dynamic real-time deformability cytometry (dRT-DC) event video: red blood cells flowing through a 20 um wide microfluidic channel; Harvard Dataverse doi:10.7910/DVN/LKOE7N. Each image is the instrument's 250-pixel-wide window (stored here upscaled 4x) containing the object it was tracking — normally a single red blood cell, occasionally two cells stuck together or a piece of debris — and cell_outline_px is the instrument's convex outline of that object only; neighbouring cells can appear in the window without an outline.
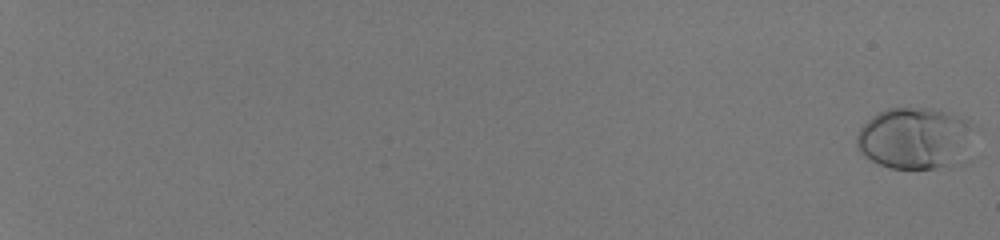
{"species": "human", "species_latin": "Homo sapiens", "temperature_condition": "room temperature", "stored_images_in_passage": 57, "camera_frame_rate_fps": 3000, "um_per_image_px": 0.085, "donor": {"sex": "male"}, "frame": {"image": 1, "passage_image": 1, "time_ms": 0.0, "image_size_px": [1000, 240], "cell_outline_px": [[968, 120], [948, 164], [936, 168], [892, 168], [880, 164], [872, 160], [860, 148], [856, 140], [856, 136], [860, 128], [872, 116], [888, 108], [936, 108], [952, 112]], "centroid_in_image_um": [77.48, 11.67], "position_along_channel_um": 7.5, "area_um2": 38.67}}
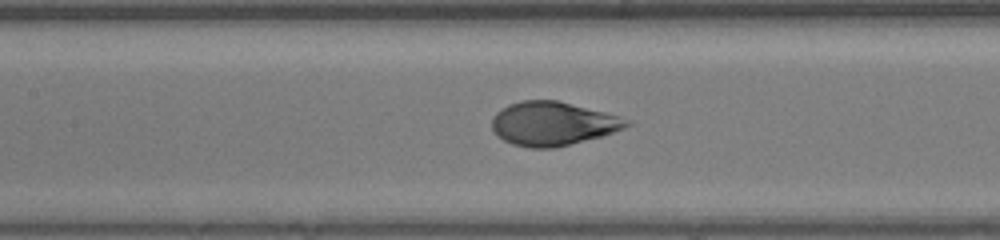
{"frame": {"image": 2, "passage_image": 34, "time_ms": 11.0, "image_size_px": [1000, 240], "cell_outline_px": [[632, 124], [624, 128], [600, 136], [552, 148], [528, 148], [512, 144], [496, 136], [492, 128], [492, 116], [500, 108], [508, 104], [520, 100], [556, 100], [616, 116]], "centroid_in_image_um": [46.86, 10.51], "position_along_channel_um": 160.5, "area_um2": 33.81}}
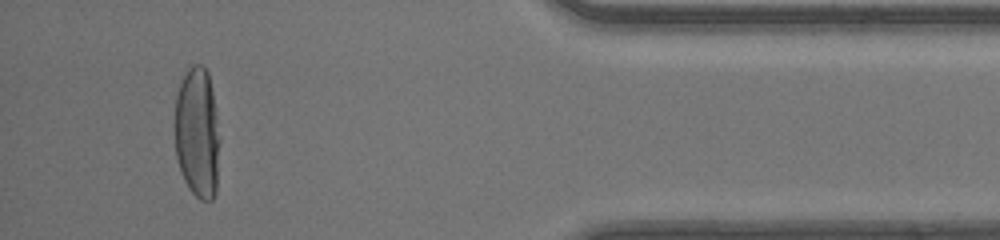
{"frame": {"image": 3, "passage_image": 55, "time_ms": 18.0, "image_size_px": [1000, 240], "cell_outline_px": [[220, 140], [216, 192], [212, 200], [200, 200], [188, 188], [184, 180], [176, 156], [176, 96], [180, 84], [188, 68], [192, 64], [204, 64], [208, 72], [212, 92]], "centroid_in_image_um": [16.79, 11.31], "position_along_channel_um": 418.4, "area_um2": 34.16}, "authors_computed_cell_mechanics": {"area_um2": 35.1424, "velocity_mm_per_s": 4.145, "shape_relaxation_time_tau1_ms": 4.6219, "shape_relaxation_time_tau2_ms": null, "deformation_change_tau1": 0.2516, "deformation_change_tau2": null}}